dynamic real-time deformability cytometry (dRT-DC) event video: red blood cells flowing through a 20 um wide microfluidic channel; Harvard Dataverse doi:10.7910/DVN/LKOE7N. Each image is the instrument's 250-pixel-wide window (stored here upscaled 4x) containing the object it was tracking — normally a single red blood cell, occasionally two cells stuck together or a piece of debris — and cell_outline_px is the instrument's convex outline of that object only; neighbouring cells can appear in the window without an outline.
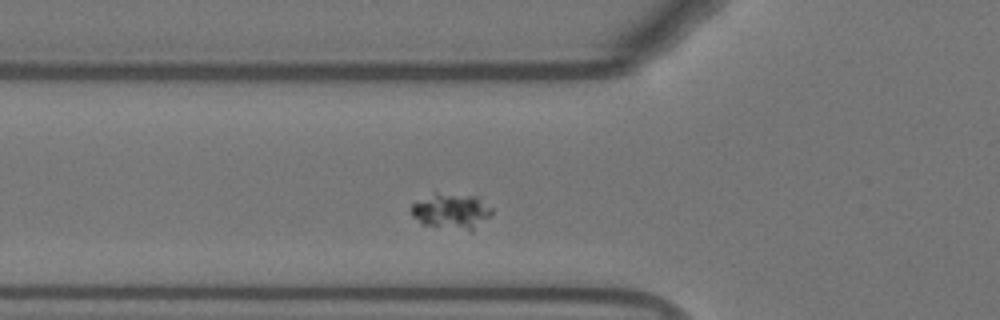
{"species": "Egyptian fruit bat (a non-hibernating species)", "species_latin": "Rousettus aegyptiacus", "temperature_condition": "warm", "stored_images_in_passage": 45, "camera_frame_rate_fps": 3000, "um_per_image_px": 0.085, "animal": {"sex": "female"}, "frame": {"image": 1, "passage_image": 8, "time_ms": 2.333, "image_size_px": [1000, 320], "cell_outline_px": [[492, 216], [472, 232], [420, 224], [412, 216], [412, 204], [436, 192], [480, 196], [492, 208]], "centroid_in_image_um": [38.44, 17.96], "position_along_channel_um": 87.4, "area_um2": 17.22}}
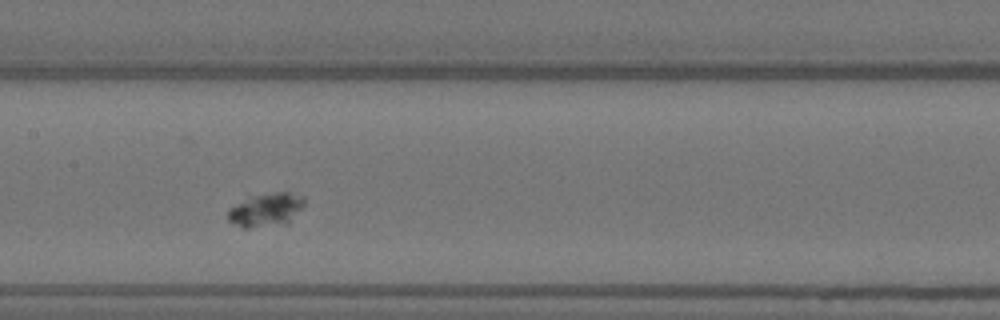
{"frame": {"image": 2, "passage_image": 16, "time_ms": 5.0, "image_size_px": [1000, 320], "cell_outline_px": [[304, 204], [288, 224], [248, 228], [244, 228], [228, 220], [228, 208], [248, 196], [276, 192], [288, 192], [304, 196]], "centroid_in_image_um": [22.6, 17.83], "position_along_channel_um": 184.8, "area_um2": 15.03}}
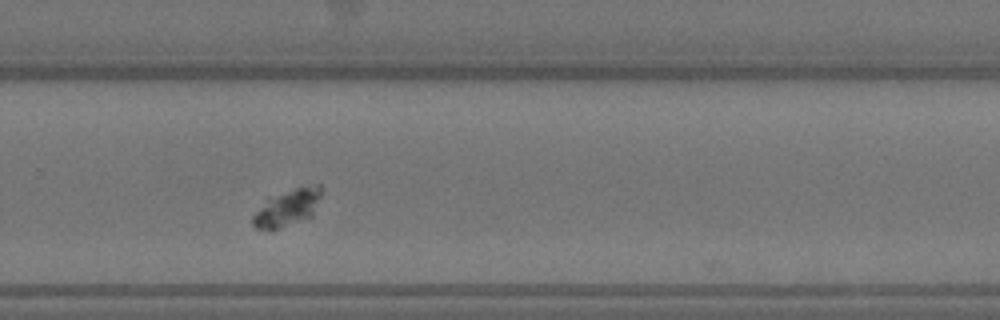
{"frame": {"image": 3, "passage_image": 26, "time_ms": 8.333, "image_size_px": [1000, 320], "cell_outline_px": [[324, 188], [312, 216], [272, 232], [256, 228], [252, 224], [252, 216], [268, 200], [296, 188], [316, 184], [320, 184]], "centroid_in_image_um": [24.47, 17.71], "position_along_channel_um": 305.3, "area_um2": 14.51}}